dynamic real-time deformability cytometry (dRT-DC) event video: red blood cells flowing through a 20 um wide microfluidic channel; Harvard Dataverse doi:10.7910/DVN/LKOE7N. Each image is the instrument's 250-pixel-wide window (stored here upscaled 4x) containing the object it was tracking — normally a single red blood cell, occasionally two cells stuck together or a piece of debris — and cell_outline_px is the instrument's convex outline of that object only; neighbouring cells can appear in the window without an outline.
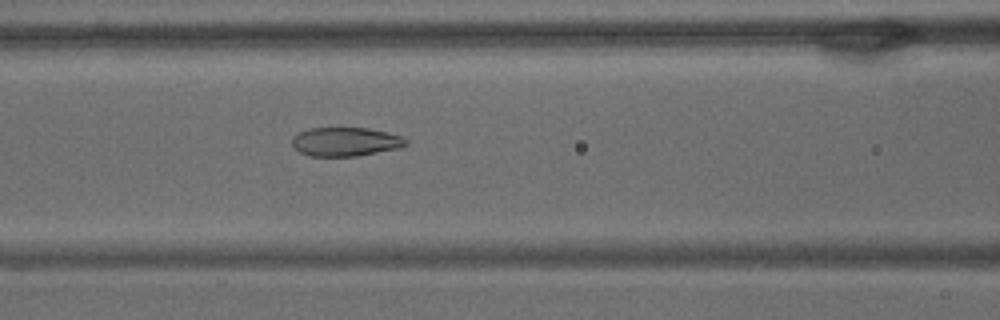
{"species": "common noctule bat (a hibernating species)", "species_latin": "Nyctalus noctula", "temperature_condition": "warm", "stored_images_in_passage": 60, "camera_frame_rate_fps": 3000, "um_per_image_px": 0.085, "animal": {"sex": "male", "body_mass_g": 15.6}, "frame": {"image": 1, "passage_image": 25, "time_ms": 8.0, "image_size_px": [1000, 320], "cell_outline_px": [[408, 144], [400, 148], [356, 156], [308, 156], [300, 152], [292, 144], [292, 136], [308, 128], [368, 128], [388, 132], [400, 136], [408, 140]], "centroid_in_image_um": [29.37, 12.04], "position_along_channel_um": 137.2, "area_um2": 19.19}}
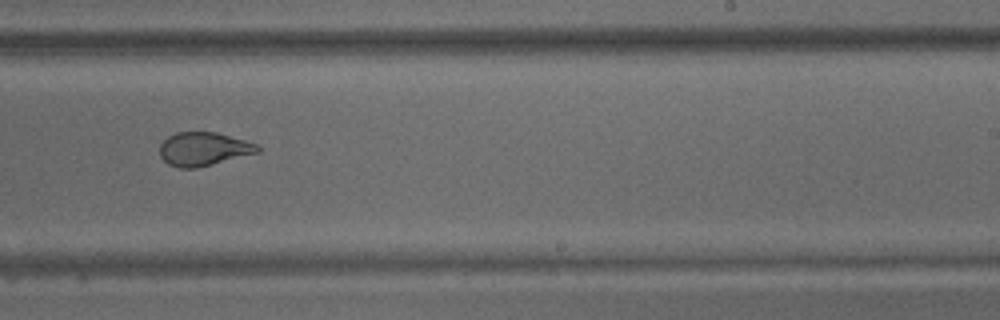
{"frame": {"image": 2, "passage_image": 37, "time_ms": 12.0, "image_size_px": [1000, 320], "cell_outline_px": [[260, 152], [196, 168], [180, 168], [168, 164], [160, 156], [160, 144], [168, 136], [176, 132], [216, 132], [244, 140], [256, 144], [260, 148]], "centroid_in_image_um": [17.29, 12.66], "position_along_channel_um": 271.7, "area_um2": 19.02}}
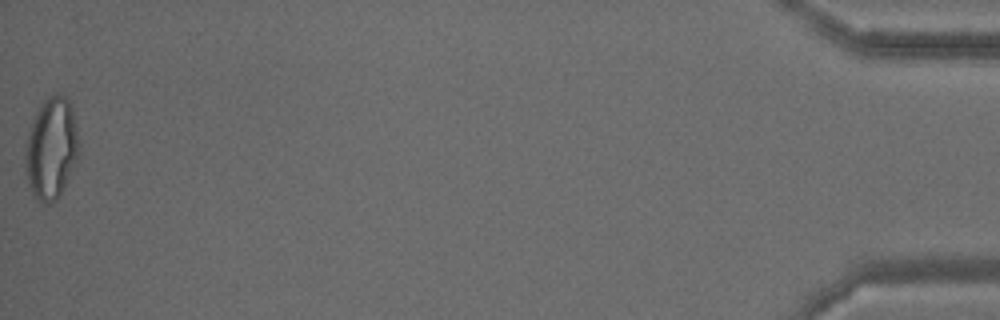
{"frame": {"image": 3, "passage_image": 60, "time_ms": 19.667, "image_size_px": [1000, 320], "cell_outline_px": [[80, 156], [60, 196], [56, 200], [48, 204], [40, 204], [36, 200], [28, 184], [24, 168], [24, 148], [32, 120], [40, 104], [44, 100], [56, 92], [60, 92], [68, 96], [72, 108], [80, 144]], "centroid_in_image_um": [4.37, 12.62], "position_along_channel_um": 430.8, "area_um2": 32.83}, "authors_computed_cell_mechanics": {"area_um2": 24.3049, "velocity_mm_per_s": 3.3624, "shape_relaxation_time_tau1_ms": null, "shape_relaxation_time_tau2_ms": 1.2228, "deformation_change_tau1": null, "deformation_change_tau2": 0.0658}}